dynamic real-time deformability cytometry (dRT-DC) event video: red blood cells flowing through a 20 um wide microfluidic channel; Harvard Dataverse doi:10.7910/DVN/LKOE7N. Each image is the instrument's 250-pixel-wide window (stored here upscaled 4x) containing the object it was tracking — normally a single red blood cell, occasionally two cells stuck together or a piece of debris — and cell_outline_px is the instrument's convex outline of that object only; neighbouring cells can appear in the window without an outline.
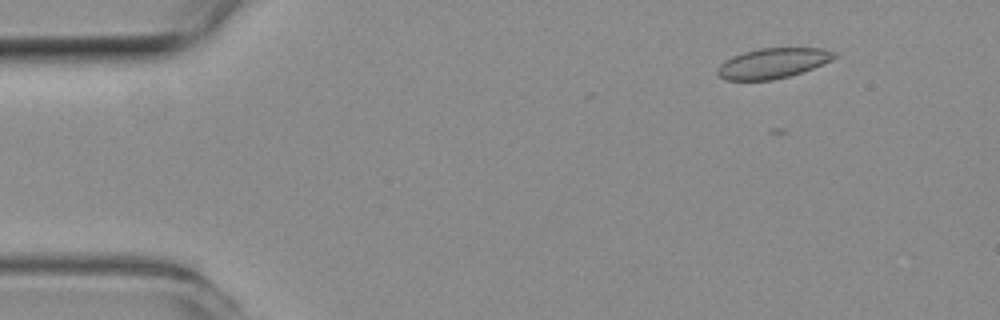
{"species": "common noctule bat (a hibernating species)", "species_latin": "Nyctalus noctula", "temperature_condition": "room temperature", "stored_images_in_passage": 39, "camera_frame_rate_fps": 3000, "um_per_image_px": 0.085, "animal": {"sex": "female", "body_mass_g": 19.3, "forearm_length_mm": 54.1}, "frame": {"image": 1, "passage_image": 1, "time_ms": 0.0, "image_size_px": [1000, 320], "cell_outline_px": [[836, 56], [832, 60], [804, 72], [772, 80], [724, 80], [716, 72], [716, 68], [720, 64], [732, 56], [744, 52], [760, 48], [824, 48], [836, 52]], "centroid_in_image_um": [65.69, 5.37], "position_along_channel_um": 19.3, "area_um2": 20.63}}
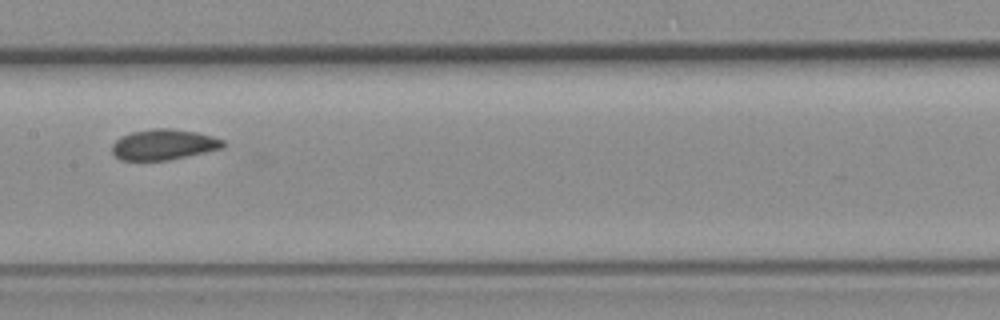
{"frame": {"image": 2, "passage_image": 21, "time_ms": 6.667, "image_size_px": [1000, 320], "cell_outline_px": [[224, 148], [168, 160], [120, 160], [112, 152], [112, 144], [120, 136], [132, 132], [156, 128], [172, 128], [196, 132], [212, 136], [224, 140]], "centroid_in_image_um": [13.91, 12.28], "position_along_channel_um": 193.5, "area_um2": 19.77}}
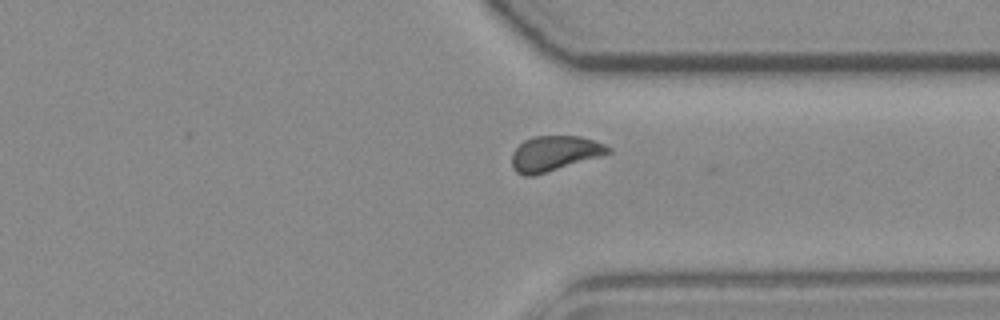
{"frame": {"image": 3, "passage_image": 34, "time_ms": 11.0, "image_size_px": [1000, 320], "cell_outline_px": [[612, 152], [600, 156], [532, 176], [524, 176], [516, 172], [512, 168], [512, 152], [524, 140], [532, 136], [580, 136], [604, 144], [612, 148]], "centroid_in_image_um": [47.1, 13.03], "position_along_channel_um": 364.3, "area_um2": 19.54}, "authors_computed_cell_mechanics": {"area_um2": 19.8832, "velocity_mm_per_s": 3.9511, "shape_relaxation_time_tau1_ms": null, "shape_relaxation_time_tau2_ms": 1.2208, "deformation_change_tau1": null, "deformation_change_tau2": 0.0494}}